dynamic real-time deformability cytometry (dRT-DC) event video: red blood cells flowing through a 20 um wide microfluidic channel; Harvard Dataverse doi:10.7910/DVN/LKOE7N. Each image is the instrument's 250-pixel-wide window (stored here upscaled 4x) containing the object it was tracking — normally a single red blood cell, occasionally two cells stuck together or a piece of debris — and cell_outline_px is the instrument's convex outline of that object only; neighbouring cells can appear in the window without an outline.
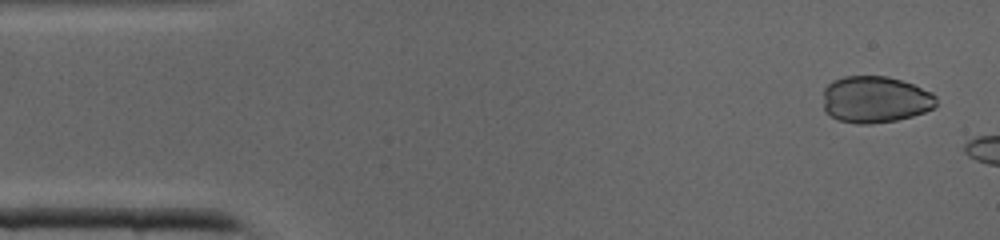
{"species": "common noctule bat (a hibernating species)", "species_latin": "Nyctalus noctula", "temperature_condition": "cold", "stored_images_in_passage": 5, "camera_frame_rate_fps": 3000, "um_per_image_px": 0.085, "animal": {"sex": "male", "body_mass_g": 19.0, "forearm_length_mm": 50.8}, "frame": {"image": 1, "passage_image": 1, "time_ms": 0.0, "image_size_px": [1000, 240], "cell_outline_px": [[936, 104], [932, 108], [924, 112], [912, 116], [896, 120], [868, 124], [856, 124], [840, 120], [832, 116], [824, 108], [824, 88], [832, 80], [844, 76], [888, 76], [912, 84], [932, 92], [936, 96]], "centroid_in_image_um": [74.39, 8.44], "position_along_channel_um": 10.6, "area_um2": 30.69}}